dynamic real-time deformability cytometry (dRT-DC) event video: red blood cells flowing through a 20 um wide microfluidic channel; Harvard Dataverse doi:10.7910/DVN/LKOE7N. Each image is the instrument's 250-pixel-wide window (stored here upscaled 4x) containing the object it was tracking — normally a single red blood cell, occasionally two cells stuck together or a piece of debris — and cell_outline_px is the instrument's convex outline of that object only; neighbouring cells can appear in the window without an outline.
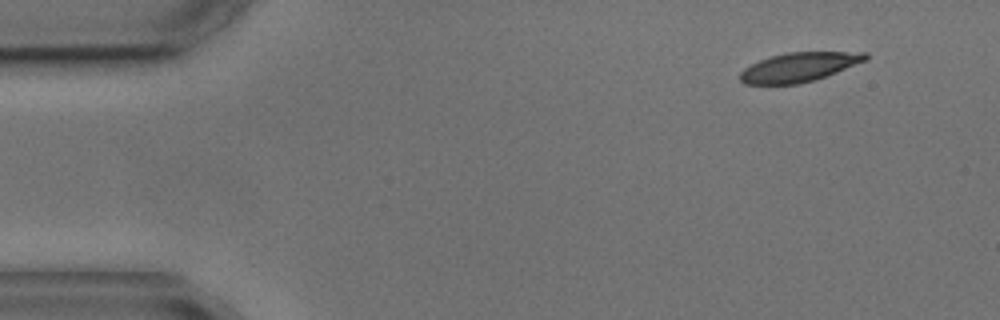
{"species": "common noctule bat (a hibernating species)", "species_latin": "Nyctalus noctula", "temperature_condition": "cold", "stored_images_in_passage": 3, "camera_frame_rate_fps": 3000, "um_per_image_px": 0.085, "animal": {"sex": "male", "body_mass_g": 17.9, "forearm_length_mm": 54.2}, "frame": {"image": 1, "passage_image": 1, "time_ms": 0.0, "image_size_px": [1000, 320], "cell_outline_px": [[868, 60], [836, 72], [800, 84], [744, 84], [740, 80], [740, 72], [744, 68], [760, 60], [772, 56], [788, 52], [868, 52]], "centroid_in_image_um": [67.93, 5.7], "position_along_channel_um": 17.1, "area_um2": 21.15}}
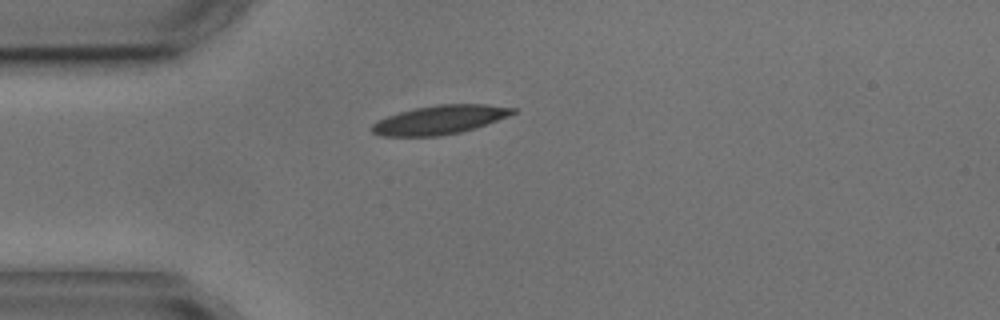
{"frame": {"image": 2, "passage_image": 3, "time_ms": 3.0, "image_size_px": [1000, 320], "cell_outline_px": [[516, 112], [508, 116], [460, 132], [440, 136], [384, 136], [372, 132], [372, 124], [376, 120], [400, 112], [416, 108], [436, 104], [488, 104], [516, 108]], "centroid_in_image_um": [37.36, 10.17], "position_along_channel_um": 47.6, "area_um2": 23.41}}